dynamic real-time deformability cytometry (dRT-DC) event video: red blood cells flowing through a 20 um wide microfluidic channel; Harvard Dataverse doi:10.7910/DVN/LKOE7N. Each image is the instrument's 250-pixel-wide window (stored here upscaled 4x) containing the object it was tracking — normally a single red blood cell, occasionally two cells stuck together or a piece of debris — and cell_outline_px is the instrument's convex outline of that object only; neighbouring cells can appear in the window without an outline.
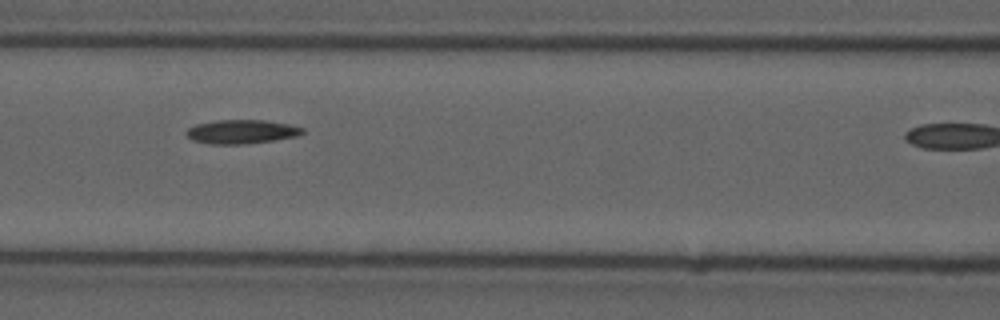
{"species": "common noctule bat (a hibernating species)", "species_latin": "Nyctalus noctula", "temperature_condition": "cold", "stored_images_in_passage": 7, "camera_frame_rate_fps": 3000, "um_per_image_px": 0.085, "animal": {"sex": "male", "forearm_length_mm": 52.5}, "frame": {"image": 1, "passage_image": 6, "time_ms": 1.667, "image_size_px": [1000, 320], "cell_outline_px": [[304, 132], [296, 136], [276, 140], [244, 144], [208, 144], [192, 140], [188, 136], [188, 128], [196, 124], [216, 120], [264, 120], [288, 124], [304, 128]], "centroid_in_image_um": [20.54, 11.2], "position_along_channel_um": 146.1, "area_um2": 16.13}}